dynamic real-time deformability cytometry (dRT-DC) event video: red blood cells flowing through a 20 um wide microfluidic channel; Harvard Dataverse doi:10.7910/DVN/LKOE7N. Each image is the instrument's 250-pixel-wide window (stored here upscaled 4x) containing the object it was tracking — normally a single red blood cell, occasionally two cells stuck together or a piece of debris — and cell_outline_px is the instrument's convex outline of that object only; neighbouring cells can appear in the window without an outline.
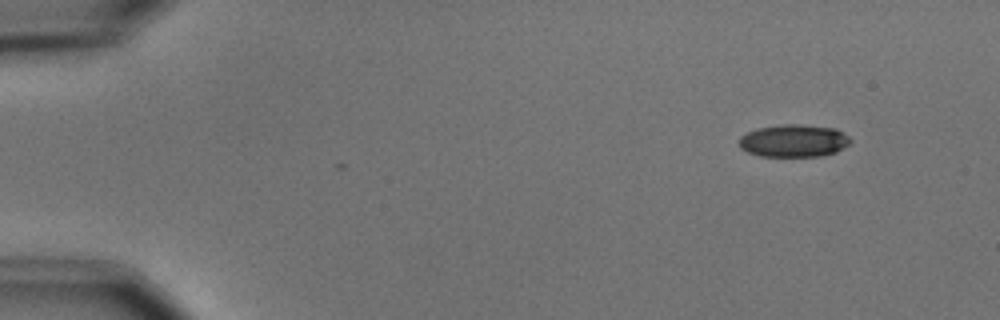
{"species": "common noctule bat (a hibernating species)", "species_latin": "Nyctalus noctula", "temperature_condition": "cold", "stored_images_in_passage": 4, "camera_frame_rate_fps": 3000, "um_per_image_px": 0.085, "animal": {"sex": "male", "body_mass_g": 15.6}, "frame": {"image": 1, "passage_image": 1, "time_ms": 0.0, "image_size_px": [1000, 320], "cell_outline_px": [[852, 140], [848, 144], [836, 152], [820, 156], [760, 156], [748, 152], [740, 148], [740, 136], [756, 128], [784, 124], [796, 124], [836, 128], [848, 136]], "centroid_in_image_um": [67.46, 11.96], "position_along_channel_um": 17.5, "area_um2": 21.04}}
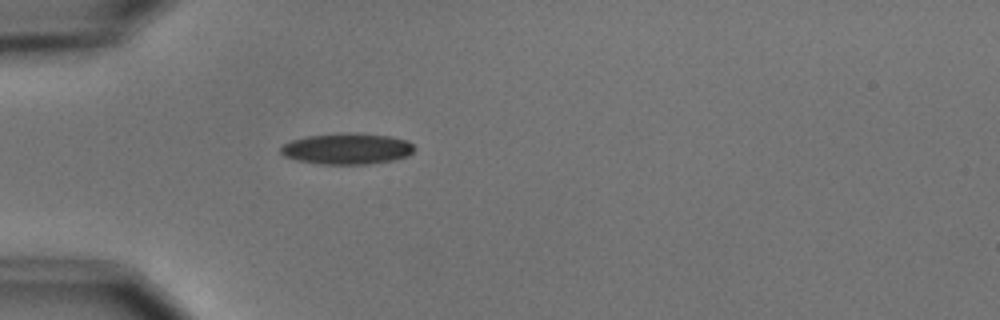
{"frame": {"image": 2, "passage_image": 4, "time_ms": 3.667, "image_size_px": [1000, 320], "cell_outline_px": [[416, 148], [408, 156], [392, 160], [368, 164], [320, 164], [300, 160], [284, 156], [280, 152], [280, 148], [284, 144], [292, 140], [308, 136], [340, 132], [356, 132], [392, 136], [408, 140]], "centroid_in_image_um": [29.54, 12.62], "position_along_channel_um": 55.5, "area_um2": 24.39}}